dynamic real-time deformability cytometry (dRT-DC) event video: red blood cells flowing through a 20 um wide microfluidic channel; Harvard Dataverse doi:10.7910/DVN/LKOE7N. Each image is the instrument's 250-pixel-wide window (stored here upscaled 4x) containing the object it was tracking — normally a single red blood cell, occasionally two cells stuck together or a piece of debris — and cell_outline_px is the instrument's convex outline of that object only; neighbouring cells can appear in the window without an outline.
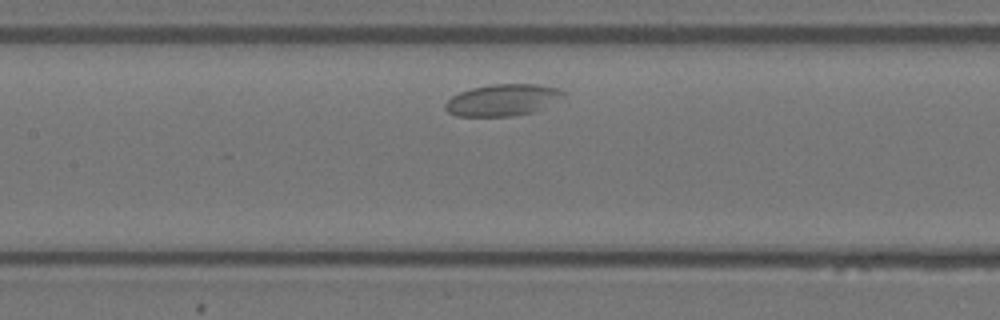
{"species": "Egyptian fruit bat (a non-hibernating species)", "species_latin": "Rousettus aegyptiacus", "temperature_condition": "warm", "stored_images_in_passage": 38, "camera_frame_rate_fps": 3000, "um_per_image_px": 0.085, "animal": {"sex": "female"}, "frame": {"image": 1, "passage_image": 17, "time_ms": 5.333, "image_size_px": [1000, 320], "cell_outline_px": [[568, 96], [544, 108], [532, 112], [512, 116], [456, 116], [448, 112], [444, 108], [444, 104], [452, 96], [460, 92], [472, 88], [492, 84], [536, 84], [556, 88], [564, 92]], "centroid_in_image_um": [42.75, 8.5], "position_along_channel_um": 164.7, "area_um2": 21.91}}
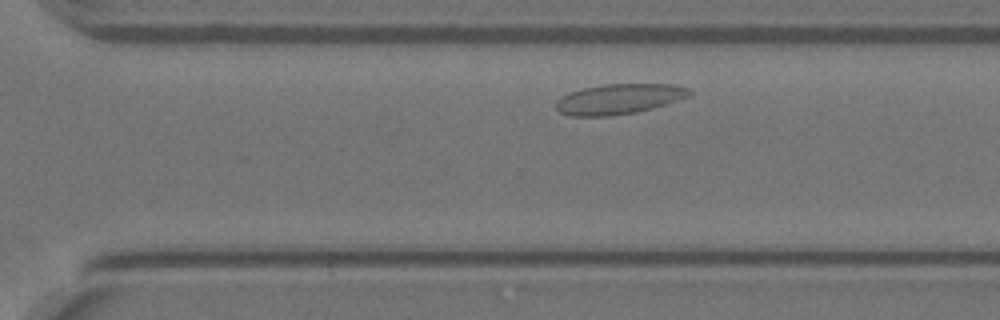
{"frame": {"image": 2, "passage_image": 31, "time_ms": 10.0, "image_size_px": [1000, 320], "cell_outline_px": [[692, 92], [688, 96], [652, 108], [636, 112], [612, 116], [568, 116], [560, 112], [556, 108], [556, 100], [560, 96], [568, 92], [584, 88], [604, 84], [672, 84], [688, 88]], "centroid_in_image_um": [52.55, 8.41], "position_along_channel_um": 318.1, "area_um2": 23.47}}
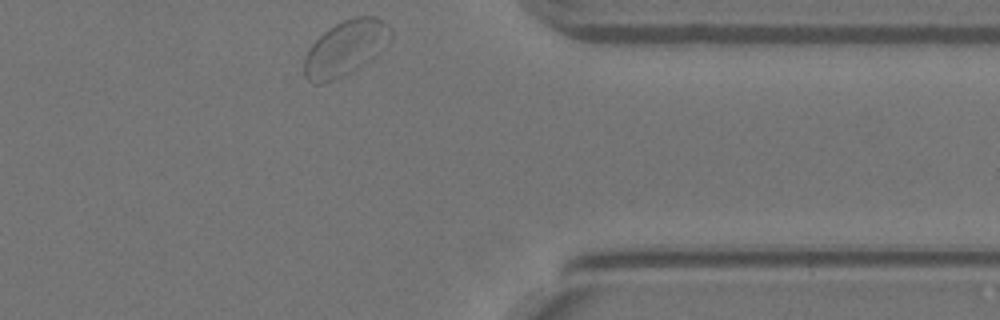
{"frame": {"image": 3, "passage_image": 38, "time_ms": 12.333, "image_size_px": [1000, 320], "cell_outline_px": [[392, 40], [380, 52], [356, 68], [324, 84], [312, 84], [304, 76], [304, 56], [308, 48], [324, 32], [336, 24], [344, 20], [356, 16], [376, 16], [388, 24], [392, 28]], "centroid_in_image_um": [29.37, 4.07], "position_along_channel_um": 382.0, "area_um2": 27.69}, "authors_computed_cell_mechanics": {"area_um2": 23.4668, "velocity_mm_per_s": 3.3037, "shape_relaxation_time_tau1_ms": 1.2577, "shape_relaxation_time_tau2_ms": null, "deformation_change_tau1": 0.0737, "deformation_change_tau2": null}}